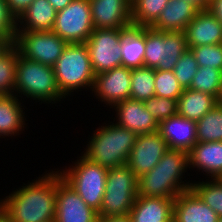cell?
Returning a JSON list of instances; mask_svg holds the SVG:
<instances>
[{
    "mask_svg": "<svg viewBox=\"0 0 222 222\" xmlns=\"http://www.w3.org/2000/svg\"><path fill=\"white\" fill-rule=\"evenodd\" d=\"M208 180V181H207ZM219 217H222V183L217 179L193 182L191 187Z\"/></svg>",
    "mask_w": 222,
    "mask_h": 222,
    "instance_id": "32",
    "label": "cell"
},
{
    "mask_svg": "<svg viewBox=\"0 0 222 222\" xmlns=\"http://www.w3.org/2000/svg\"><path fill=\"white\" fill-rule=\"evenodd\" d=\"M175 199L138 196L130 210L132 222H173Z\"/></svg>",
    "mask_w": 222,
    "mask_h": 222,
    "instance_id": "21",
    "label": "cell"
},
{
    "mask_svg": "<svg viewBox=\"0 0 222 222\" xmlns=\"http://www.w3.org/2000/svg\"><path fill=\"white\" fill-rule=\"evenodd\" d=\"M92 135L82 156L107 169L127 164L137 138L133 131L112 122Z\"/></svg>",
    "mask_w": 222,
    "mask_h": 222,
    "instance_id": "3",
    "label": "cell"
},
{
    "mask_svg": "<svg viewBox=\"0 0 222 222\" xmlns=\"http://www.w3.org/2000/svg\"><path fill=\"white\" fill-rule=\"evenodd\" d=\"M217 179L222 183V174Z\"/></svg>",
    "mask_w": 222,
    "mask_h": 222,
    "instance_id": "45",
    "label": "cell"
},
{
    "mask_svg": "<svg viewBox=\"0 0 222 222\" xmlns=\"http://www.w3.org/2000/svg\"><path fill=\"white\" fill-rule=\"evenodd\" d=\"M60 175L59 170H52L19 187L0 200L2 210L12 222H54L56 179Z\"/></svg>",
    "mask_w": 222,
    "mask_h": 222,
    "instance_id": "1",
    "label": "cell"
},
{
    "mask_svg": "<svg viewBox=\"0 0 222 222\" xmlns=\"http://www.w3.org/2000/svg\"><path fill=\"white\" fill-rule=\"evenodd\" d=\"M18 97L21 95L0 96V138L15 137L24 131L26 118L23 111L25 109Z\"/></svg>",
    "mask_w": 222,
    "mask_h": 222,
    "instance_id": "24",
    "label": "cell"
},
{
    "mask_svg": "<svg viewBox=\"0 0 222 222\" xmlns=\"http://www.w3.org/2000/svg\"><path fill=\"white\" fill-rule=\"evenodd\" d=\"M186 1L191 2L199 10H206L209 5V0H186Z\"/></svg>",
    "mask_w": 222,
    "mask_h": 222,
    "instance_id": "42",
    "label": "cell"
},
{
    "mask_svg": "<svg viewBox=\"0 0 222 222\" xmlns=\"http://www.w3.org/2000/svg\"><path fill=\"white\" fill-rule=\"evenodd\" d=\"M127 29H94L85 42L95 75L122 66L121 41Z\"/></svg>",
    "mask_w": 222,
    "mask_h": 222,
    "instance_id": "10",
    "label": "cell"
},
{
    "mask_svg": "<svg viewBox=\"0 0 222 222\" xmlns=\"http://www.w3.org/2000/svg\"><path fill=\"white\" fill-rule=\"evenodd\" d=\"M158 132L172 150L189 153L197 143L196 122L178 114L161 121Z\"/></svg>",
    "mask_w": 222,
    "mask_h": 222,
    "instance_id": "17",
    "label": "cell"
},
{
    "mask_svg": "<svg viewBox=\"0 0 222 222\" xmlns=\"http://www.w3.org/2000/svg\"><path fill=\"white\" fill-rule=\"evenodd\" d=\"M155 96L178 100L183 88L175 78L173 71L155 69Z\"/></svg>",
    "mask_w": 222,
    "mask_h": 222,
    "instance_id": "33",
    "label": "cell"
},
{
    "mask_svg": "<svg viewBox=\"0 0 222 222\" xmlns=\"http://www.w3.org/2000/svg\"><path fill=\"white\" fill-rule=\"evenodd\" d=\"M186 50L188 46L183 31L160 32L145 27V67L173 71L177 61Z\"/></svg>",
    "mask_w": 222,
    "mask_h": 222,
    "instance_id": "8",
    "label": "cell"
},
{
    "mask_svg": "<svg viewBox=\"0 0 222 222\" xmlns=\"http://www.w3.org/2000/svg\"><path fill=\"white\" fill-rule=\"evenodd\" d=\"M144 105L158 124L177 114V100L170 98L154 96L144 101Z\"/></svg>",
    "mask_w": 222,
    "mask_h": 222,
    "instance_id": "36",
    "label": "cell"
},
{
    "mask_svg": "<svg viewBox=\"0 0 222 222\" xmlns=\"http://www.w3.org/2000/svg\"><path fill=\"white\" fill-rule=\"evenodd\" d=\"M131 72V68L120 66L95 75L92 91L96 98L110 108L130 99Z\"/></svg>",
    "mask_w": 222,
    "mask_h": 222,
    "instance_id": "14",
    "label": "cell"
},
{
    "mask_svg": "<svg viewBox=\"0 0 222 222\" xmlns=\"http://www.w3.org/2000/svg\"><path fill=\"white\" fill-rule=\"evenodd\" d=\"M138 177L126 164L109 168L105 193L98 216H123L130 213L138 197Z\"/></svg>",
    "mask_w": 222,
    "mask_h": 222,
    "instance_id": "6",
    "label": "cell"
},
{
    "mask_svg": "<svg viewBox=\"0 0 222 222\" xmlns=\"http://www.w3.org/2000/svg\"><path fill=\"white\" fill-rule=\"evenodd\" d=\"M18 56L19 51L13 44L0 54V96L14 93Z\"/></svg>",
    "mask_w": 222,
    "mask_h": 222,
    "instance_id": "31",
    "label": "cell"
},
{
    "mask_svg": "<svg viewBox=\"0 0 222 222\" xmlns=\"http://www.w3.org/2000/svg\"><path fill=\"white\" fill-rule=\"evenodd\" d=\"M199 67L222 70V44L188 47Z\"/></svg>",
    "mask_w": 222,
    "mask_h": 222,
    "instance_id": "34",
    "label": "cell"
},
{
    "mask_svg": "<svg viewBox=\"0 0 222 222\" xmlns=\"http://www.w3.org/2000/svg\"><path fill=\"white\" fill-rule=\"evenodd\" d=\"M10 45L11 43L8 40L0 36V54H2Z\"/></svg>",
    "mask_w": 222,
    "mask_h": 222,
    "instance_id": "43",
    "label": "cell"
},
{
    "mask_svg": "<svg viewBox=\"0 0 222 222\" xmlns=\"http://www.w3.org/2000/svg\"><path fill=\"white\" fill-rule=\"evenodd\" d=\"M189 168V153L169 149L147 173L138 177V196L175 199L192 187L193 182H184V172Z\"/></svg>",
    "mask_w": 222,
    "mask_h": 222,
    "instance_id": "2",
    "label": "cell"
},
{
    "mask_svg": "<svg viewBox=\"0 0 222 222\" xmlns=\"http://www.w3.org/2000/svg\"><path fill=\"white\" fill-rule=\"evenodd\" d=\"M218 222H222V217H219V220H218Z\"/></svg>",
    "mask_w": 222,
    "mask_h": 222,
    "instance_id": "46",
    "label": "cell"
},
{
    "mask_svg": "<svg viewBox=\"0 0 222 222\" xmlns=\"http://www.w3.org/2000/svg\"><path fill=\"white\" fill-rule=\"evenodd\" d=\"M198 11L196 6L186 0H169L150 28L160 32H184Z\"/></svg>",
    "mask_w": 222,
    "mask_h": 222,
    "instance_id": "20",
    "label": "cell"
},
{
    "mask_svg": "<svg viewBox=\"0 0 222 222\" xmlns=\"http://www.w3.org/2000/svg\"><path fill=\"white\" fill-rule=\"evenodd\" d=\"M191 167L211 176L207 178H218L222 174V141L197 142L189 152V169Z\"/></svg>",
    "mask_w": 222,
    "mask_h": 222,
    "instance_id": "22",
    "label": "cell"
},
{
    "mask_svg": "<svg viewBox=\"0 0 222 222\" xmlns=\"http://www.w3.org/2000/svg\"><path fill=\"white\" fill-rule=\"evenodd\" d=\"M184 33L188 47L222 44V25L207 9L197 12Z\"/></svg>",
    "mask_w": 222,
    "mask_h": 222,
    "instance_id": "19",
    "label": "cell"
},
{
    "mask_svg": "<svg viewBox=\"0 0 222 222\" xmlns=\"http://www.w3.org/2000/svg\"><path fill=\"white\" fill-rule=\"evenodd\" d=\"M189 89L211 94L220 101L222 97V70L198 67Z\"/></svg>",
    "mask_w": 222,
    "mask_h": 222,
    "instance_id": "30",
    "label": "cell"
},
{
    "mask_svg": "<svg viewBox=\"0 0 222 222\" xmlns=\"http://www.w3.org/2000/svg\"><path fill=\"white\" fill-rule=\"evenodd\" d=\"M207 10L221 23L222 25V0H209Z\"/></svg>",
    "mask_w": 222,
    "mask_h": 222,
    "instance_id": "39",
    "label": "cell"
},
{
    "mask_svg": "<svg viewBox=\"0 0 222 222\" xmlns=\"http://www.w3.org/2000/svg\"><path fill=\"white\" fill-rule=\"evenodd\" d=\"M197 142L222 141V102L196 122Z\"/></svg>",
    "mask_w": 222,
    "mask_h": 222,
    "instance_id": "27",
    "label": "cell"
},
{
    "mask_svg": "<svg viewBox=\"0 0 222 222\" xmlns=\"http://www.w3.org/2000/svg\"><path fill=\"white\" fill-rule=\"evenodd\" d=\"M219 102L211 94L186 88L177 100V114L197 122Z\"/></svg>",
    "mask_w": 222,
    "mask_h": 222,
    "instance_id": "25",
    "label": "cell"
},
{
    "mask_svg": "<svg viewBox=\"0 0 222 222\" xmlns=\"http://www.w3.org/2000/svg\"><path fill=\"white\" fill-rule=\"evenodd\" d=\"M34 0H6L8 8L12 14L18 18L26 11Z\"/></svg>",
    "mask_w": 222,
    "mask_h": 222,
    "instance_id": "38",
    "label": "cell"
},
{
    "mask_svg": "<svg viewBox=\"0 0 222 222\" xmlns=\"http://www.w3.org/2000/svg\"><path fill=\"white\" fill-rule=\"evenodd\" d=\"M53 68L58 88L64 96H70L74 90L82 91L81 88L92 89L95 73L85 43L68 44Z\"/></svg>",
    "mask_w": 222,
    "mask_h": 222,
    "instance_id": "5",
    "label": "cell"
},
{
    "mask_svg": "<svg viewBox=\"0 0 222 222\" xmlns=\"http://www.w3.org/2000/svg\"><path fill=\"white\" fill-rule=\"evenodd\" d=\"M169 0H134L132 23L135 27H150L162 13Z\"/></svg>",
    "mask_w": 222,
    "mask_h": 222,
    "instance_id": "29",
    "label": "cell"
},
{
    "mask_svg": "<svg viewBox=\"0 0 222 222\" xmlns=\"http://www.w3.org/2000/svg\"><path fill=\"white\" fill-rule=\"evenodd\" d=\"M13 45L21 57L53 67L68 43L52 30L17 31Z\"/></svg>",
    "mask_w": 222,
    "mask_h": 222,
    "instance_id": "9",
    "label": "cell"
},
{
    "mask_svg": "<svg viewBox=\"0 0 222 222\" xmlns=\"http://www.w3.org/2000/svg\"><path fill=\"white\" fill-rule=\"evenodd\" d=\"M53 8L58 12L67 7L72 0H48Z\"/></svg>",
    "mask_w": 222,
    "mask_h": 222,
    "instance_id": "41",
    "label": "cell"
},
{
    "mask_svg": "<svg viewBox=\"0 0 222 222\" xmlns=\"http://www.w3.org/2000/svg\"><path fill=\"white\" fill-rule=\"evenodd\" d=\"M198 67V63L191 50H186L173 69L175 78L183 89L190 87Z\"/></svg>",
    "mask_w": 222,
    "mask_h": 222,
    "instance_id": "35",
    "label": "cell"
},
{
    "mask_svg": "<svg viewBox=\"0 0 222 222\" xmlns=\"http://www.w3.org/2000/svg\"><path fill=\"white\" fill-rule=\"evenodd\" d=\"M93 30L89 0H72L67 7L57 12L52 29L68 44L85 43Z\"/></svg>",
    "mask_w": 222,
    "mask_h": 222,
    "instance_id": "11",
    "label": "cell"
},
{
    "mask_svg": "<svg viewBox=\"0 0 222 222\" xmlns=\"http://www.w3.org/2000/svg\"><path fill=\"white\" fill-rule=\"evenodd\" d=\"M75 165L59 170L62 179L69 184L85 203L99 211L103 195L105 193L106 178L108 169L86 159L84 156L78 157Z\"/></svg>",
    "mask_w": 222,
    "mask_h": 222,
    "instance_id": "7",
    "label": "cell"
},
{
    "mask_svg": "<svg viewBox=\"0 0 222 222\" xmlns=\"http://www.w3.org/2000/svg\"><path fill=\"white\" fill-rule=\"evenodd\" d=\"M14 95L23 94L37 102L55 104L66 98L59 90L54 68L37 61L17 58ZM57 101V102H56Z\"/></svg>",
    "mask_w": 222,
    "mask_h": 222,
    "instance_id": "4",
    "label": "cell"
},
{
    "mask_svg": "<svg viewBox=\"0 0 222 222\" xmlns=\"http://www.w3.org/2000/svg\"><path fill=\"white\" fill-rule=\"evenodd\" d=\"M145 27L128 28L121 41L122 66L138 68L144 66Z\"/></svg>",
    "mask_w": 222,
    "mask_h": 222,
    "instance_id": "26",
    "label": "cell"
},
{
    "mask_svg": "<svg viewBox=\"0 0 222 222\" xmlns=\"http://www.w3.org/2000/svg\"><path fill=\"white\" fill-rule=\"evenodd\" d=\"M96 222H132L130 215L102 217L98 216Z\"/></svg>",
    "mask_w": 222,
    "mask_h": 222,
    "instance_id": "40",
    "label": "cell"
},
{
    "mask_svg": "<svg viewBox=\"0 0 222 222\" xmlns=\"http://www.w3.org/2000/svg\"><path fill=\"white\" fill-rule=\"evenodd\" d=\"M0 222H12L10 217L0 208Z\"/></svg>",
    "mask_w": 222,
    "mask_h": 222,
    "instance_id": "44",
    "label": "cell"
},
{
    "mask_svg": "<svg viewBox=\"0 0 222 222\" xmlns=\"http://www.w3.org/2000/svg\"><path fill=\"white\" fill-rule=\"evenodd\" d=\"M167 150H169L167 143L158 131L137 135L127 165L137 177H140L152 170Z\"/></svg>",
    "mask_w": 222,
    "mask_h": 222,
    "instance_id": "13",
    "label": "cell"
},
{
    "mask_svg": "<svg viewBox=\"0 0 222 222\" xmlns=\"http://www.w3.org/2000/svg\"><path fill=\"white\" fill-rule=\"evenodd\" d=\"M97 211L88 206L61 177L56 179V213L54 222H96Z\"/></svg>",
    "mask_w": 222,
    "mask_h": 222,
    "instance_id": "12",
    "label": "cell"
},
{
    "mask_svg": "<svg viewBox=\"0 0 222 222\" xmlns=\"http://www.w3.org/2000/svg\"><path fill=\"white\" fill-rule=\"evenodd\" d=\"M57 11L48 0H34L17 20V31L52 30Z\"/></svg>",
    "mask_w": 222,
    "mask_h": 222,
    "instance_id": "23",
    "label": "cell"
},
{
    "mask_svg": "<svg viewBox=\"0 0 222 222\" xmlns=\"http://www.w3.org/2000/svg\"><path fill=\"white\" fill-rule=\"evenodd\" d=\"M155 69L149 67H138L131 72L130 99L135 101H146L155 96Z\"/></svg>",
    "mask_w": 222,
    "mask_h": 222,
    "instance_id": "28",
    "label": "cell"
},
{
    "mask_svg": "<svg viewBox=\"0 0 222 222\" xmlns=\"http://www.w3.org/2000/svg\"><path fill=\"white\" fill-rule=\"evenodd\" d=\"M116 124L133 131L136 135L158 131V123L146 109L144 102L127 99L113 106ZM118 120V121H117Z\"/></svg>",
    "mask_w": 222,
    "mask_h": 222,
    "instance_id": "16",
    "label": "cell"
},
{
    "mask_svg": "<svg viewBox=\"0 0 222 222\" xmlns=\"http://www.w3.org/2000/svg\"><path fill=\"white\" fill-rule=\"evenodd\" d=\"M17 32V19L12 14L6 0H0V36L13 44Z\"/></svg>",
    "mask_w": 222,
    "mask_h": 222,
    "instance_id": "37",
    "label": "cell"
},
{
    "mask_svg": "<svg viewBox=\"0 0 222 222\" xmlns=\"http://www.w3.org/2000/svg\"><path fill=\"white\" fill-rule=\"evenodd\" d=\"M94 29H128L132 23L130 0H89Z\"/></svg>",
    "mask_w": 222,
    "mask_h": 222,
    "instance_id": "15",
    "label": "cell"
},
{
    "mask_svg": "<svg viewBox=\"0 0 222 222\" xmlns=\"http://www.w3.org/2000/svg\"><path fill=\"white\" fill-rule=\"evenodd\" d=\"M218 214L192 189L180 193L174 201L173 222H218Z\"/></svg>",
    "mask_w": 222,
    "mask_h": 222,
    "instance_id": "18",
    "label": "cell"
}]
</instances>
